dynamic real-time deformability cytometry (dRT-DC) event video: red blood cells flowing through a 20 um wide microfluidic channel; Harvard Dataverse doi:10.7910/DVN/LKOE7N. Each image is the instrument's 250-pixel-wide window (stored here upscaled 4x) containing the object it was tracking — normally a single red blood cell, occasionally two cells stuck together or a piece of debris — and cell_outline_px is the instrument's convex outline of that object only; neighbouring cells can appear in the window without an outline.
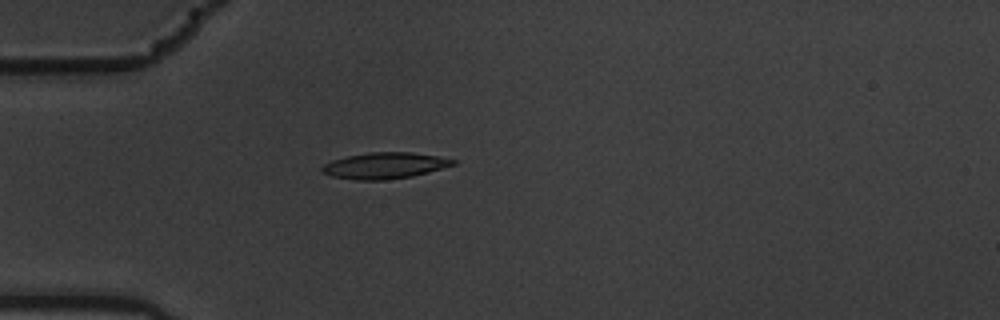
{"species": "common noctule bat (a hibernating species)", "species_latin": "Nyctalus noctula", "temperature_condition": "warm", "stored_images_in_passage": 1, "camera_frame_rate_fps": 3000, "um_per_image_px": 0.085, "animal": {"sex": "male", "body_mass_g": 19.5, "forearm_length_mm": 54.6}, "frame": {"image": 1, "passage_image": 1, "time_ms": 0.0, "image_size_px": [1000, 320], "cell_outline_px": [[456, 164], [428, 172], [412, 176], [384, 180], [356, 180], [332, 176], [320, 172], [320, 168], [324, 164], [332, 160], [348, 156], [368, 152], [412, 152], [436, 156], [456, 160]], "centroid_in_image_um": [32.66, 14.07], "position_along_channel_um": 52.3, "area_um2": 19.94}}